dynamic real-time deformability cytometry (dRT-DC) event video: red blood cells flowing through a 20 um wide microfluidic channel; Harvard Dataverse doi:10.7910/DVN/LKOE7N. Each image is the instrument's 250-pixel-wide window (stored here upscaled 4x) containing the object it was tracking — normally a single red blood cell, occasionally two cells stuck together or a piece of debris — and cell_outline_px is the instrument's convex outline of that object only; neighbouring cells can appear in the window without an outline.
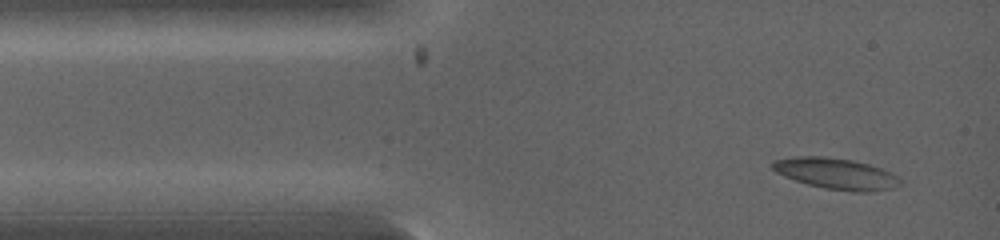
{"species": "common noctule bat (a hibernating species)", "species_latin": "Nyctalus noctula", "temperature_condition": "warm", "stored_images_in_passage": 10, "camera_frame_rate_fps": 5000, "um_per_image_px": 0.085, "animal": {"sex": "female", "body_mass_g": 19.0, "forearm_length_mm": 53.3}, "frame": {"image": 1, "passage_image": 1, "time_ms": 0.0, "image_size_px": [1000, 240], "cell_outline_px": [[904, 184], [892, 188], [868, 192], [852, 192], [824, 188], [808, 184], [784, 176], [776, 172], [772, 168], [772, 160], [792, 156], [824, 156], [852, 160], [868, 164], [892, 172], [904, 180]], "centroid_in_image_um": [71.11, 14.76], "position_along_channel_um": 13.9, "area_um2": 23.41}}
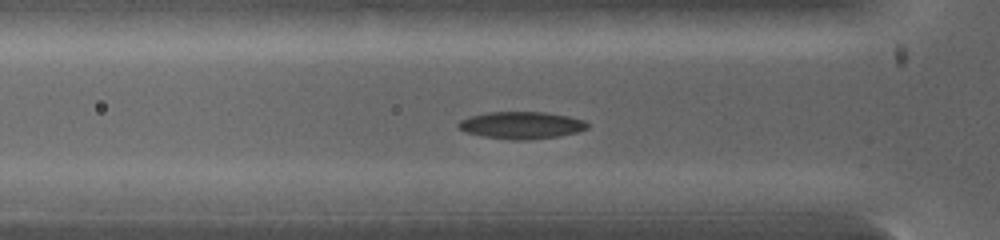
{"frame": {"image": 2, "passage_image": 6, "time_ms": 2.2, "image_size_px": [1000, 240], "cell_outline_px": [[588, 128], [576, 132], [556, 136], [528, 140], [516, 140], [484, 136], [468, 132], [460, 128], [456, 124], [460, 120], [468, 116], [488, 112], [544, 112], [568, 116], [584, 120], [588, 124]], "centroid_in_image_um": [44.31, 10.63], "position_along_channel_um": 81.5, "area_um2": 20.17}}
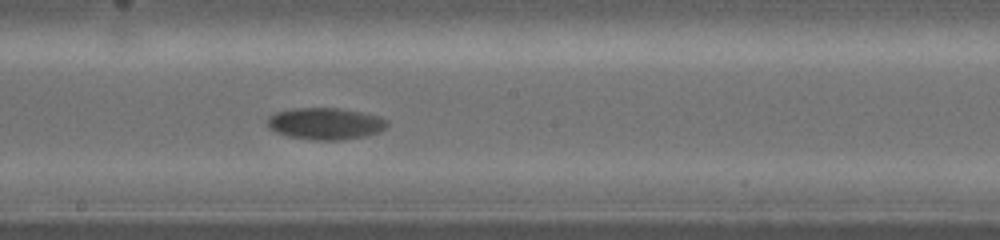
{"frame": {"image": 3, "passage_image": 10, "time_ms": 4.8, "image_size_px": [1000, 240], "cell_outline_px": [[388, 124], [384, 128], [376, 132], [364, 136], [344, 140], [316, 140], [288, 136], [276, 132], [268, 128], [268, 116], [276, 112], [296, 108], [336, 108], [360, 112], [380, 116], [388, 120]], "centroid_in_image_um": [27.65, 10.51], "position_along_channel_um": 220.6, "area_um2": 22.02}}